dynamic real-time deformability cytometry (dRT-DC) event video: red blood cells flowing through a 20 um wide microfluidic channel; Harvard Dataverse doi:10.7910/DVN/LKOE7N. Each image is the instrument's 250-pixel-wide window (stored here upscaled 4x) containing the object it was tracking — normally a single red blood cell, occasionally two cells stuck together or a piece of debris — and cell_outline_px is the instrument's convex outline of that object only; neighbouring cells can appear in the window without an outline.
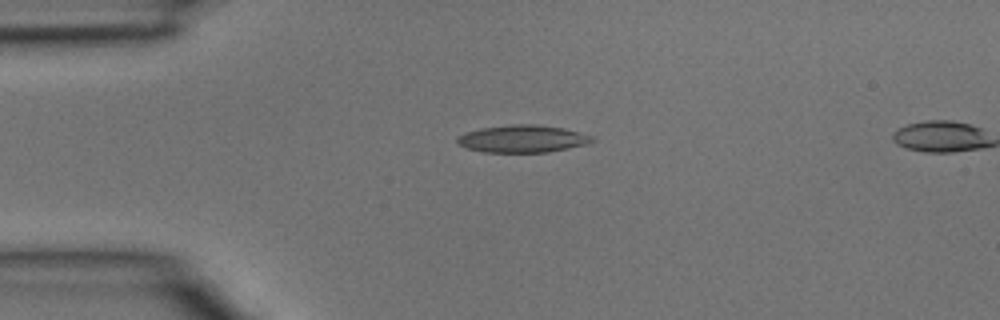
{"species": "common noctule bat (a hibernating species)", "species_latin": "Nyctalus noctula", "temperature_condition": "room temperature", "stored_images_in_passage": 2, "camera_frame_rate_fps": 3000, "um_per_image_px": 0.085, "animal": {"sex": "male", "body_mass_g": 15.6}, "frame": {"image": 1, "passage_image": 1, "time_ms": 0.0, "image_size_px": [1000, 320], "cell_outline_px": [[596, 140], [588, 144], [548, 152], [484, 152], [468, 148], [456, 144], [456, 136], [464, 132], [484, 128], [512, 124], [536, 124], [564, 128], [596, 136]], "centroid_in_image_um": [44.45, 11.79], "position_along_channel_um": 40.6, "area_um2": 21.73}}